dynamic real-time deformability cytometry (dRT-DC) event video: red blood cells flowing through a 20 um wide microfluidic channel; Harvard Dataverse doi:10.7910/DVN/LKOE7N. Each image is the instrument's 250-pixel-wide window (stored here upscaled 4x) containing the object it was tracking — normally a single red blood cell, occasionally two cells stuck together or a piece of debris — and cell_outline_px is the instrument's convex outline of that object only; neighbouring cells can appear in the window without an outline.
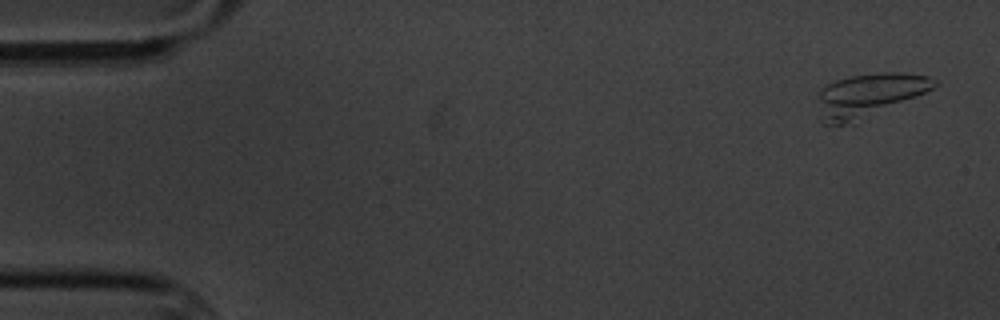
{"species": "common noctule bat (a hibernating species)", "species_latin": "Nyctalus noctula", "temperature_condition": "cold", "stored_images_in_passage": 4, "camera_frame_rate_fps": 3000, "um_per_image_px": 0.085, "animal": {"sex": "male", "body_mass_g": 20.1, "forearm_length_mm": 53.5}, "frame": {"image": 1, "passage_image": 1, "time_ms": 0.0, "image_size_px": [1000, 320], "cell_outline_px": [[936, 84], [932, 88], [916, 96], [856, 124], [824, 124], [820, 120], [820, 92], [828, 84], [836, 80], [852, 76], [880, 72], [904, 72], [928, 76], [936, 80]], "centroid_in_image_um": [73.86, 8.11], "position_along_channel_um": 11.1, "area_um2": 29.36}}